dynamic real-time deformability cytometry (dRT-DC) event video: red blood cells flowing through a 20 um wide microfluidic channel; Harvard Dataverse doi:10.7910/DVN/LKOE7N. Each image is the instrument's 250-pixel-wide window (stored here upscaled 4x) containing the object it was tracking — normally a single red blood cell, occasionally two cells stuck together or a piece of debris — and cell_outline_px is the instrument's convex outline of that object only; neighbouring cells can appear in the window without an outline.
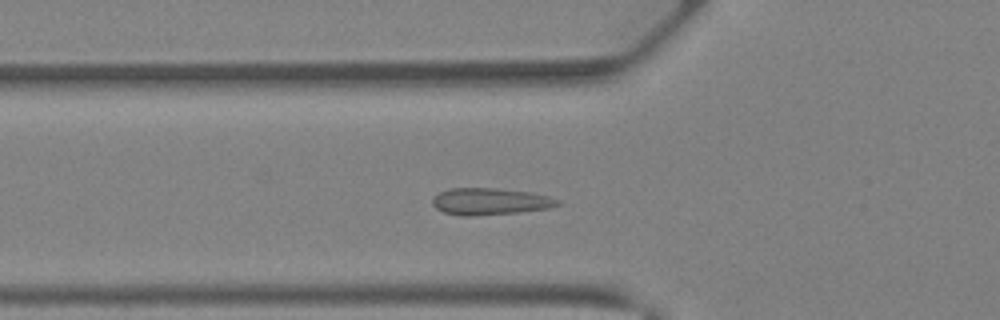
{"species": "Egyptian fruit bat (a non-hibernating species)", "species_latin": "Rousettus aegyptiacus", "temperature_condition": "warm", "stored_images_in_passage": 39, "camera_frame_rate_fps": 3000, "um_per_image_px": 0.085, "animal": {"sex": "female"}, "frame": {"image": 1, "passage_image": 13, "time_ms": 4.0, "image_size_px": [1000, 320], "cell_outline_px": [[560, 204], [548, 208], [520, 212], [476, 216], [464, 216], [444, 212], [436, 208], [432, 204], [432, 200], [440, 192], [448, 188], [496, 188], [532, 192], [548, 196], [560, 200]], "centroid_in_image_um": [41.67, 17.12], "position_along_channel_um": 84.1, "area_um2": 19.59}}
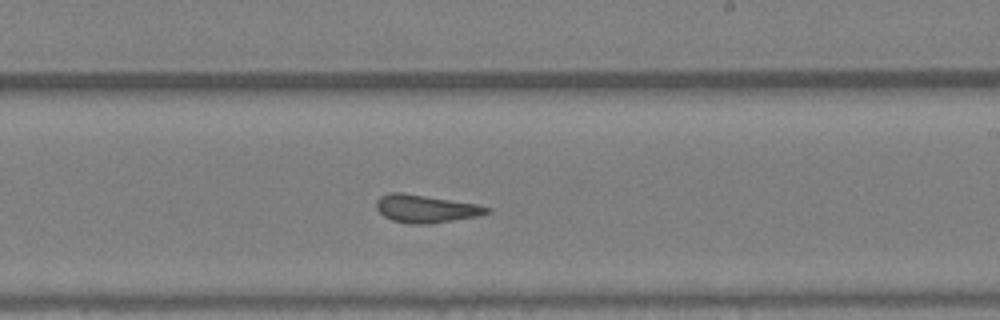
{"frame": {"image": 2, "passage_image": 23, "time_ms": 7.333, "image_size_px": [1000, 320], "cell_outline_px": [[492, 212], [480, 216], [428, 224], [412, 224], [392, 220], [384, 216], [376, 208], [376, 200], [380, 196], [392, 192], [404, 192], [476, 204], [492, 208]], "centroid_in_image_um": [36.21, 17.74], "position_along_channel_um": 252.8, "area_um2": 18.03}}
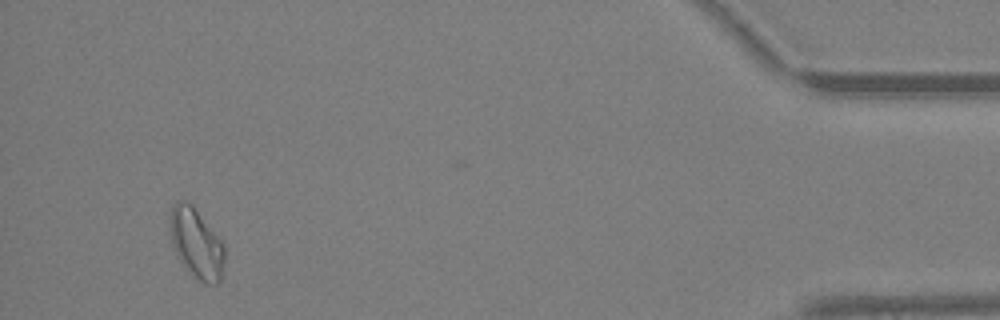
{"frame": {"image": 3, "passage_image": 37, "time_ms": 12.0, "image_size_px": [1000, 320], "cell_outline_px": [[224, 260], [220, 280], [216, 284], [208, 284], [200, 280], [184, 268], [176, 256], [172, 244], [168, 216], [172, 204], [176, 200], [184, 200], [192, 204], [224, 244]], "centroid_in_image_um": [16.64, 20.65], "position_along_channel_um": 418.6, "area_um2": 22.43}}